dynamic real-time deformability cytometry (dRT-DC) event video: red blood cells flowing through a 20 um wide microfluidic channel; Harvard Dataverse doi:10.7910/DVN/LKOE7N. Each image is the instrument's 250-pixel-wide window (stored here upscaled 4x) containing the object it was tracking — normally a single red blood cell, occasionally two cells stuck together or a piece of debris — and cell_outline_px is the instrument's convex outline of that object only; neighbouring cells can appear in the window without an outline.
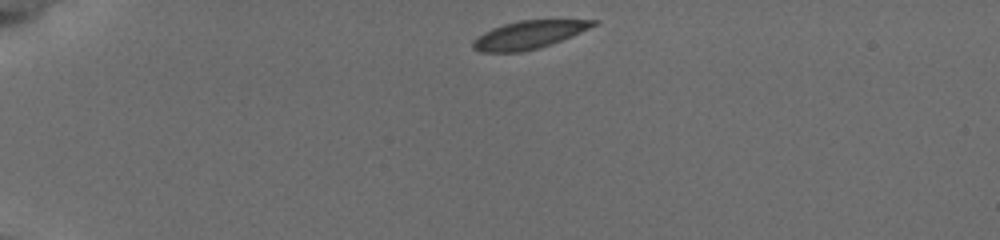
{"species": "common noctule bat (a hibernating species)", "species_latin": "Nyctalus noctula", "temperature_condition": "cold", "stored_images_in_passage": 15, "camera_frame_rate_fps": 3000, "um_per_image_px": 0.085, "animal": {"sex": "female", "body_mass_g": 19.5, "forearm_length_mm": 54.1}, "frame": {"image": 1, "passage_image": 1, "time_ms": 0.0, "image_size_px": [1000, 240], "cell_outline_px": [[600, 20], [596, 24], [580, 32], [552, 44], [520, 52], [480, 52], [472, 48], [472, 40], [484, 32], [492, 28], [504, 24], [520, 20]], "centroid_in_image_um": [44.89, 2.96], "position_along_channel_um": 40.1, "area_um2": 19.36}}
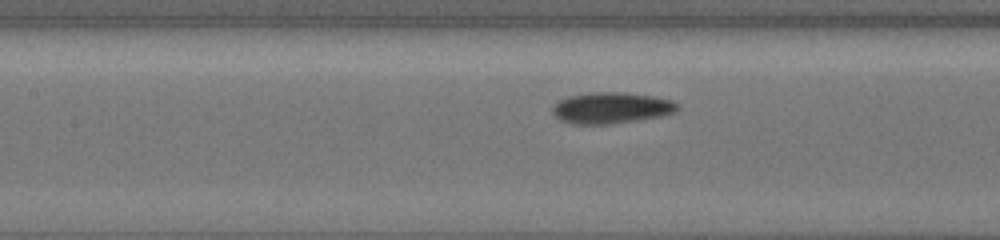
{"frame": {"image": 2, "passage_image": 11, "time_ms": 4.667, "image_size_px": [1000, 240], "cell_outline_px": [[680, 108], [676, 112], [660, 116], [636, 120], [608, 124], [572, 124], [560, 120], [552, 112], [552, 104], [556, 100], [568, 96], [588, 92], [624, 92], [652, 96], [672, 100], [680, 104]], "centroid_in_image_um": [51.93, 9.16], "position_along_channel_um": 155.5, "area_um2": 23.0}}
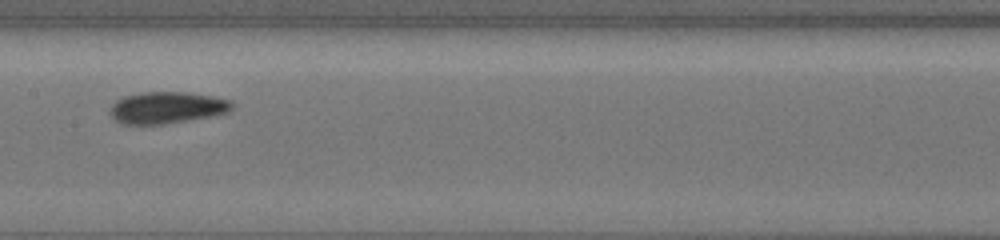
{"frame": {"image": 3, "passage_image": 13, "time_ms": 5.667, "image_size_px": [1000, 240], "cell_outline_px": [[236, 104], [228, 112], [216, 116], [164, 124], [124, 124], [116, 120], [108, 112], [108, 108], [116, 100], [124, 96], [144, 92], [188, 92], [212, 96], [232, 100]], "centroid_in_image_um": [14.22, 9.15], "position_along_channel_um": 193.2, "area_um2": 22.89}}